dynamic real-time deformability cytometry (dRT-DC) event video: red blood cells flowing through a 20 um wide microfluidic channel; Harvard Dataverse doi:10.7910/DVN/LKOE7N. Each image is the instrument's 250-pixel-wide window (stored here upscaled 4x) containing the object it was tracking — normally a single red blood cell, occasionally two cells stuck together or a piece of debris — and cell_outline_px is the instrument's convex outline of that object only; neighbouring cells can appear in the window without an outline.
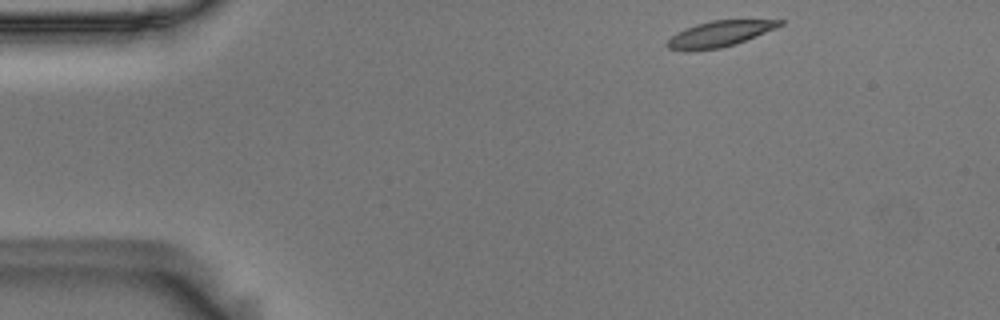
{"species": "Egyptian fruit bat (a non-hibernating species)", "species_latin": "Rousettus aegyptiacus", "temperature_condition": "room temperature", "stored_images_in_passage": 49, "camera_frame_rate_fps": 3000, "um_per_image_px": 0.085, "animal": {"sex": "male"}, "frame": {"image": 1, "passage_image": 1, "time_ms": 0.0, "image_size_px": [1000, 320], "cell_outline_px": [[784, 24], [776, 28], [736, 44], [720, 48], [668, 48], [668, 40], [672, 36], [684, 28], [696, 24], [712, 20], [784, 20]], "centroid_in_image_um": [61.26, 2.83], "position_along_channel_um": 23.7, "area_um2": 16.18}}
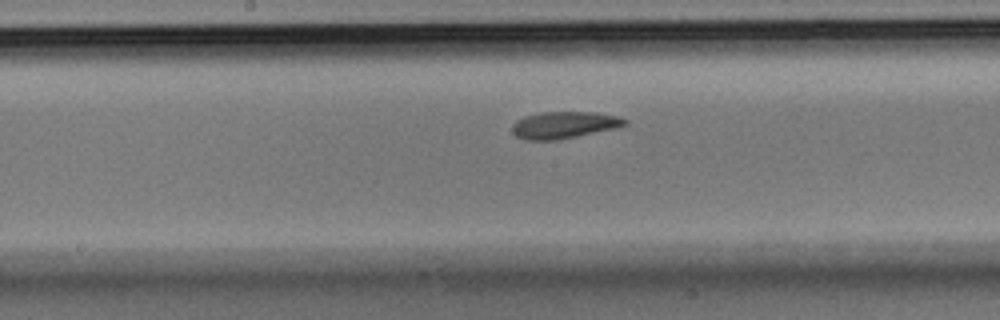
{"frame": {"image": 2, "passage_image": 22, "time_ms": 7.0, "image_size_px": [1000, 320], "cell_outline_px": [[628, 124], [616, 128], [556, 140], [524, 140], [516, 136], [512, 132], [512, 124], [516, 120], [540, 112], [592, 112], [616, 116], [628, 120]], "centroid_in_image_um": [47.93, 10.63], "position_along_channel_um": 200.3, "area_um2": 17.51}}
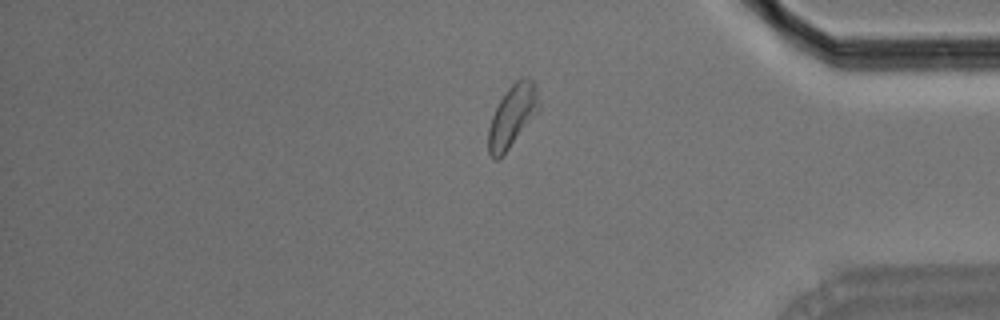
{"frame": {"image": 3, "passage_image": 40, "time_ms": 13.0, "image_size_px": [1000, 320], "cell_outline_px": [[540, 108], [508, 148], [496, 160], [492, 160], [488, 152], [488, 128], [492, 116], [500, 100], [508, 88], [520, 76], [528, 76], [532, 80], [536, 88], [540, 104]], "centroid_in_image_um": [43.54, 9.81], "position_along_channel_um": 391.7, "area_um2": 17.92}, "authors_computed_cell_mechanics": {"area_um2": 17.9758, "velocity_mm_per_s": 3.5705, "shape_relaxation_time_tau1_ms": 4.8026, "shape_relaxation_time_tau2_ms": 6.3006, "deformation_change_tau1": 0.1428, "deformation_change_tau2": 0.1249}}